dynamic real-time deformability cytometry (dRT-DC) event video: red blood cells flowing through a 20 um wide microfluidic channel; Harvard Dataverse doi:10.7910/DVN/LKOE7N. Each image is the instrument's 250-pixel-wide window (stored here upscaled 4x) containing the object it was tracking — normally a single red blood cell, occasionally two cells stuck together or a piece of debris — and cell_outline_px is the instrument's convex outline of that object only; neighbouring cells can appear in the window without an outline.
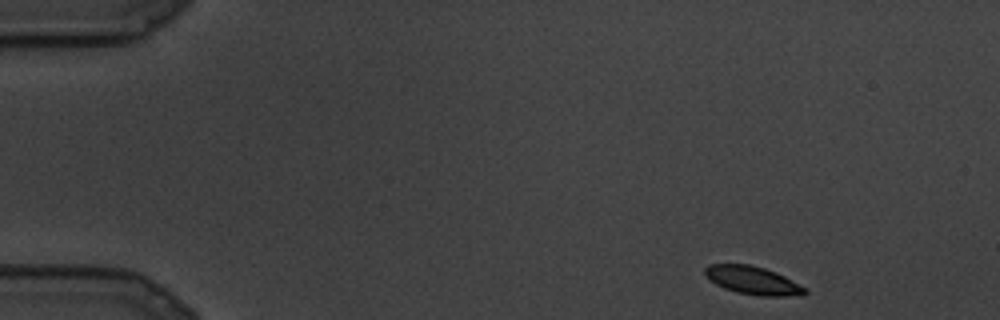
{"species": "common noctule bat (a hibernating species)", "species_latin": "Nyctalus noctula", "temperature_condition": "cold", "stored_images_in_passage": 26, "camera_frame_rate_fps": 3000, "um_per_image_px": 0.085, "animal": {"sex": "male", "body_mass_g": 19.5, "forearm_length_mm": 54.6}, "frame": {"image": 1, "passage_image": 1, "time_ms": 0.0, "image_size_px": [1000, 320], "cell_outline_px": [[808, 292], [804, 296], [760, 296], [736, 292], [724, 288], [716, 284], [704, 272], [704, 268], [708, 264], [748, 264], [764, 268], [776, 272], [808, 288]], "centroid_in_image_um": [64.06, 23.84], "position_along_channel_um": 20.9, "area_um2": 16.47}}
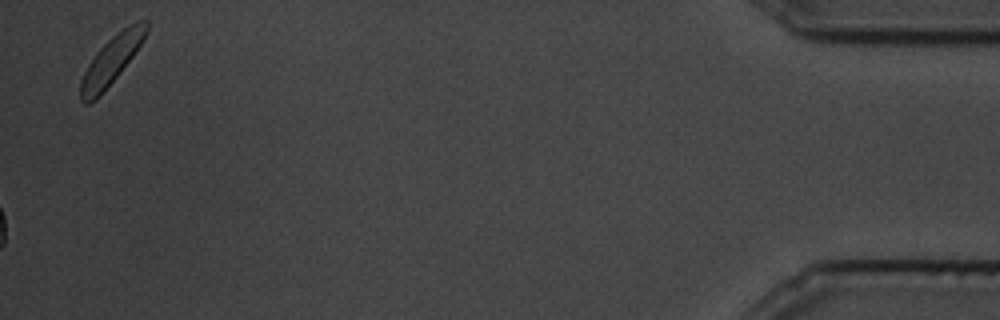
{"frame": {"image": 2, "passage_image": 26, "time_ms": 8.333, "image_size_px": [1000, 320], "cell_outline_px": [[148, 32], [132, 56], [120, 72], [100, 96], [88, 104], [84, 104], [80, 100], [80, 80], [88, 64], [96, 52], [112, 36], [136, 20], [148, 20]], "centroid_in_image_um": [9.45, 5.13], "position_along_channel_um": 425.8, "area_um2": 18.21}}